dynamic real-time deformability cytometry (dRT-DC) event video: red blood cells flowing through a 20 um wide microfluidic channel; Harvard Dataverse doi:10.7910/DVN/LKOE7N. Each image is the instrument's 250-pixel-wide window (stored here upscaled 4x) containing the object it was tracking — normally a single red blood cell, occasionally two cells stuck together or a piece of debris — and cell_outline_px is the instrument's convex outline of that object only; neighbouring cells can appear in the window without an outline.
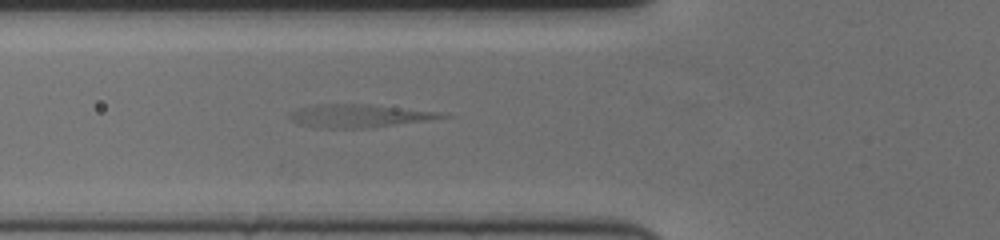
{"species": "human", "species_latin": "Homo sapiens", "temperature_condition": "cold", "stored_images_in_passage": 53, "camera_frame_rate_fps": 3000, "um_per_image_px": 0.085, "donor": {"sex": "female"}, "frame": {"image": 1, "passage_image": 23, "time_ms": 7.333, "image_size_px": [1000, 240], "cell_outline_px": [[452, 116], [428, 120], [364, 128], [320, 128], [300, 124], [292, 120], [288, 116], [288, 112], [296, 108], [316, 104], [368, 104], [448, 112]], "centroid_in_image_um": [30.55, 9.83], "position_along_channel_um": 95.2, "area_um2": 20.69}}
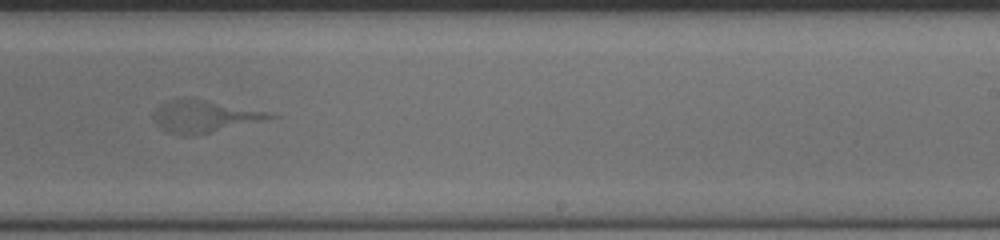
{"frame": {"image": 2, "passage_image": 38, "time_ms": 12.333, "image_size_px": [1000, 240], "cell_outline_px": [[280, 116], [208, 132], [168, 132], [152, 116], [152, 112], [160, 104], [168, 100], [184, 96], [264, 112]], "centroid_in_image_um": [17.28, 9.82], "position_along_channel_um": 271.7, "area_um2": 20.23}}
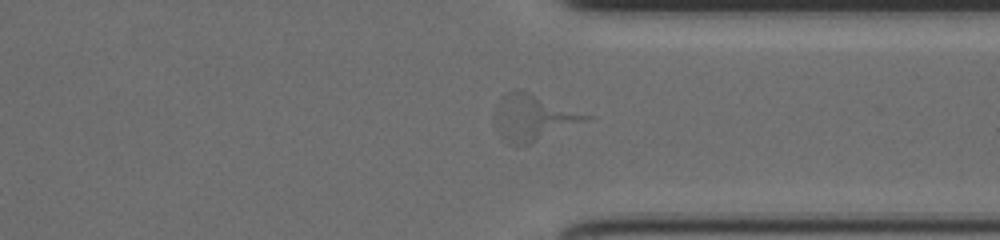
{"frame": {"image": 3, "passage_image": 46, "time_ms": 15.0, "image_size_px": [1000, 240], "cell_outline_px": [[596, 116], [592, 120], [528, 144], [508, 144], [504, 140], [492, 124], [492, 116], [500, 100], [508, 92], [520, 88]], "centroid_in_image_um": [45.37, 9.97], "position_along_channel_um": 366.0, "area_um2": 25.2}}